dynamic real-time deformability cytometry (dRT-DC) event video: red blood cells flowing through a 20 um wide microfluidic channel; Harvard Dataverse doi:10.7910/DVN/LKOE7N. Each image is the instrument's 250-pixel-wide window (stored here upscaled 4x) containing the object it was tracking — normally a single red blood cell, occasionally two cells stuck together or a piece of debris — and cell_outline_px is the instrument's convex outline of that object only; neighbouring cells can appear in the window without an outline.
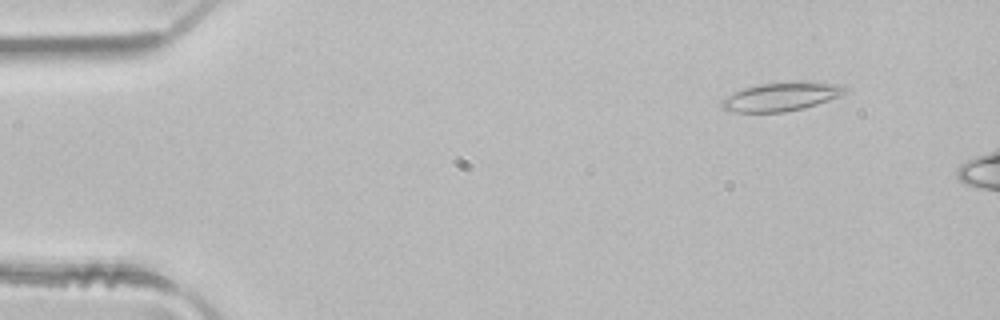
{"species": "common noctule bat (a hibernating species)", "species_latin": "Nyctalus noctula", "temperature_condition": "room temperature", "stored_images_in_passage": 8, "camera_frame_rate_fps": 3000, "um_per_image_px": 0.085, "animal": {"sex": "male", "body_mass_g": 21.5, "forearm_length_mm": 52.0}, "frame": {"image": 1, "passage_image": 3, "time_ms": 0.667, "image_size_px": [1000, 320], "cell_outline_px": [[852, 88], [848, 92], [840, 96], [804, 108], [784, 112], [736, 112], [724, 108], [720, 104], [728, 96], [744, 88], [760, 84], [792, 80], [840, 84]], "centroid_in_image_um": [66.52, 8.19], "position_along_channel_um": 18.5, "area_um2": 20.69}}